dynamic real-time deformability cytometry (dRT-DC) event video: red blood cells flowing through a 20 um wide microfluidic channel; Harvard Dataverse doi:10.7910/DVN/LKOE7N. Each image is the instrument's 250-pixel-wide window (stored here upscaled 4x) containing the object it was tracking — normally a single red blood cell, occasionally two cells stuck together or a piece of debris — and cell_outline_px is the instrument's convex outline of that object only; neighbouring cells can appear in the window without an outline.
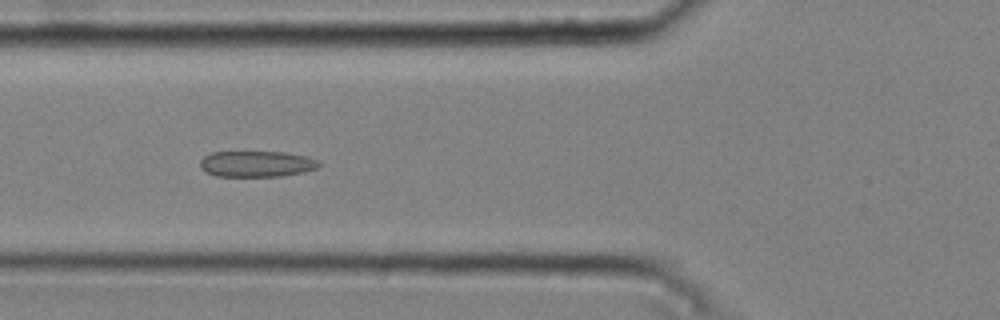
{"species": "common noctule bat (a hibernating species)", "species_latin": "Nyctalus noctula", "temperature_condition": "cold", "stored_images_in_passage": 53, "camera_frame_rate_fps": 3000, "um_per_image_px": 0.085, "animal": {"sex": "male", "body_mass_g": 20.4}, "frame": {"image": 1, "passage_image": 21, "time_ms": 6.667, "image_size_px": [1000, 320], "cell_outline_px": [[316, 164], [312, 168], [296, 172], [272, 176], [220, 176], [208, 172], [200, 164], [204, 156], [216, 152], [276, 152], [300, 156], [312, 160]], "centroid_in_image_um": [21.64, 13.92], "position_along_channel_um": 104.2, "area_um2": 16.59}}
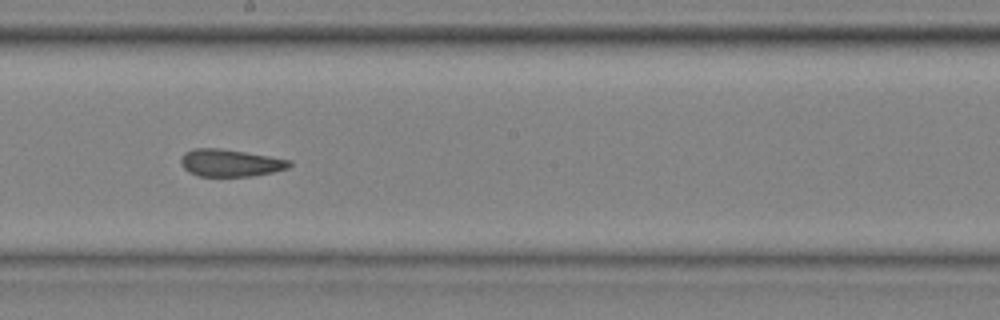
{"frame": {"image": 2, "passage_image": 31, "time_ms": 10.0, "image_size_px": [1000, 320], "cell_outline_px": [[292, 164], [284, 168], [268, 172], [244, 176], [200, 176], [192, 172], [184, 164], [184, 156], [188, 152], [200, 148], [208, 148], [240, 152], [288, 160]], "centroid_in_image_um": [19.59, 13.86], "position_along_channel_um": 228.6, "area_um2": 15.66}}
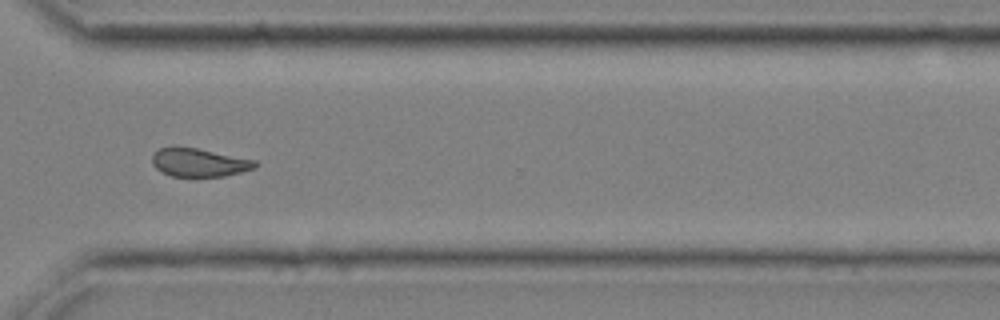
{"frame": {"image": 3, "passage_image": 41, "time_ms": 13.333, "image_size_px": [1000, 320], "cell_outline_px": [[256, 164], [252, 168], [220, 176], [172, 176], [156, 168], [152, 160], [152, 156], [160, 148], [196, 148], [252, 160]], "centroid_in_image_um": [16.85, 13.82], "position_along_channel_um": 353.7, "area_um2": 15.95}, "authors_computed_cell_mechanics": {"area_um2": 16.2996, "velocity_mm_per_s": 3.7347, "shape_relaxation_time_tau1_ms": null, "shape_relaxation_time_tau2_ms": 2.12, "deformation_change_tau1": null, "deformation_change_tau2": 0.0932}}